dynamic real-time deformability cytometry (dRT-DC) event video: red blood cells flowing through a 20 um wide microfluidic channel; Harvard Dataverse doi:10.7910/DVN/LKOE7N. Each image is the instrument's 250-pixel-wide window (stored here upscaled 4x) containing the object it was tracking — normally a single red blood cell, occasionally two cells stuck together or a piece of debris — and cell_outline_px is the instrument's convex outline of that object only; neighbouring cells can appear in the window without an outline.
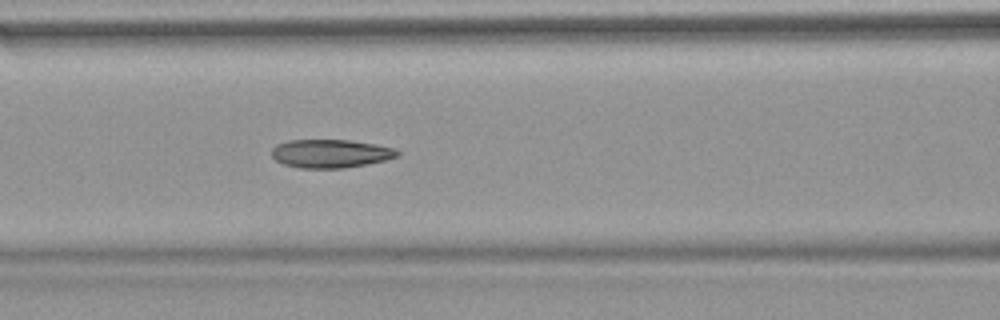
{"species": "common noctule bat (a hibernating species)", "species_latin": "Nyctalus noctula", "temperature_condition": "warm", "stored_images_in_passage": 53, "camera_frame_rate_fps": 3000, "um_per_image_px": 0.085, "animal": {"sex": "female", "body_mass_g": 18.4}, "frame": {"image": 1, "passage_image": 23, "time_ms": 7.333, "image_size_px": [1000, 320], "cell_outline_px": [[400, 156], [368, 164], [344, 168], [300, 168], [284, 164], [276, 160], [272, 156], [272, 148], [276, 144], [288, 140], [348, 140], [376, 144], [392, 148], [400, 152]], "centroid_in_image_um": [28.09, 13.05], "position_along_channel_um": 138.5, "area_um2": 20.81}, "authors_computed_cell_mechanics": {"area_um2": 21.3282, "velocity_mm_per_s": 3.8133, "shape_relaxation_time_tau1_ms": null, "shape_relaxation_time_tau2_ms": 2.5958, "deformation_change_tau1": null, "deformation_change_tau2": 0.0913}}